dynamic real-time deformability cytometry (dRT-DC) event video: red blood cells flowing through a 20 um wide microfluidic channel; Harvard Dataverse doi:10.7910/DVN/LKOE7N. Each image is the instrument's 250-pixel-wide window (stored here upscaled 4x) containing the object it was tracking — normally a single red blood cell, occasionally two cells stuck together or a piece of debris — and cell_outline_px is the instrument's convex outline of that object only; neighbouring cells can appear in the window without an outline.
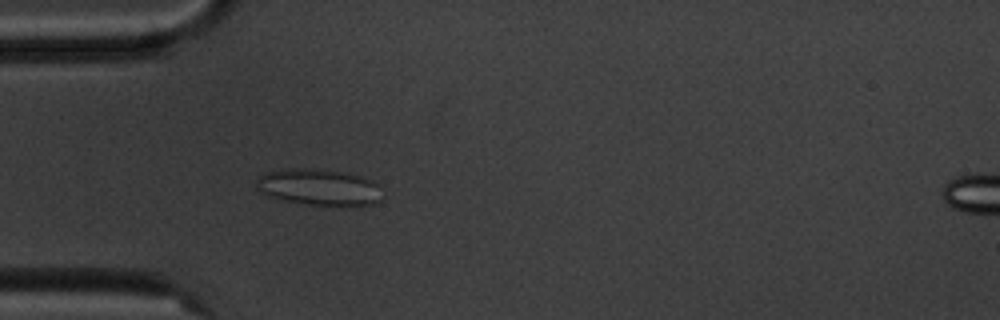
{"species": "common noctule bat (a hibernating species)", "species_latin": "Nyctalus noctula", "temperature_condition": "cold", "stored_images_in_passage": 4, "camera_frame_rate_fps": 3000, "um_per_image_px": 0.085, "animal": {"sex": "male", "body_mass_g": 20.1, "forearm_length_mm": 53.5}, "frame": {"image": 1, "passage_image": 4, "time_ms": 3.333, "image_size_px": [1000, 320], "cell_outline_px": [[380, 200], [372, 204], [308, 204], [268, 196], [260, 192], [256, 188], [256, 180], [264, 172], [288, 168], [304, 168], [340, 172], [364, 176], [380, 184]], "centroid_in_image_um": [27.08, 15.88], "position_along_channel_um": 57.9, "area_um2": 26.24}}